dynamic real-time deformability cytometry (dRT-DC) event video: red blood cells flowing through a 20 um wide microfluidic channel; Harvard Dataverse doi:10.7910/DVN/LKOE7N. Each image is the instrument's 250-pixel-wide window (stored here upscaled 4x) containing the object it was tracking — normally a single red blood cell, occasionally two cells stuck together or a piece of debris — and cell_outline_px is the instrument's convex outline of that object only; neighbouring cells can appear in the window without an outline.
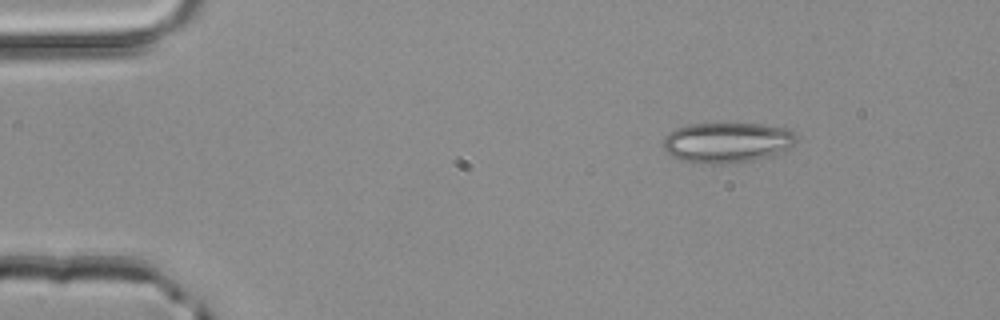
{"species": "common noctule bat (a hibernating species)", "species_latin": "Nyctalus noctula", "temperature_condition": "room temperature", "stored_images_in_passage": 3, "camera_frame_rate_fps": 3000, "um_per_image_px": 0.085, "animal": {"sex": "male", "body_mass_g": 20.4}, "frame": {"image": 1, "passage_image": 1, "time_ms": 0.0, "image_size_px": [1000, 320], "cell_outline_px": [[800, 136], [788, 148], [776, 156], [752, 160], [724, 164], [692, 164], [680, 160], [672, 156], [664, 148], [664, 136], [668, 132], [676, 128], [688, 124], [760, 124], [792, 128]], "centroid_in_image_um": [61.84, 12.12], "position_along_channel_um": 23.2, "area_um2": 31.96}}